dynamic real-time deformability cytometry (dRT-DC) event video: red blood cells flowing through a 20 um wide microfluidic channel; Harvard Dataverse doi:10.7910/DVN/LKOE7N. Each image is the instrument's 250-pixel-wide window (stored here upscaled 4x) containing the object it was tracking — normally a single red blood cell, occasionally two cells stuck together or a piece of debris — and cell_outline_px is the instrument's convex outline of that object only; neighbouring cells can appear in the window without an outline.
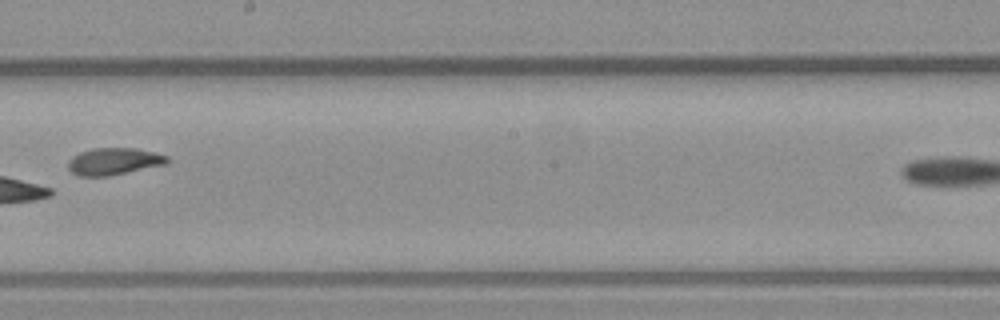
{"species": "common noctule bat (a hibernating species)", "species_latin": "Nyctalus noctula", "temperature_condition": "warm", "stored_images_in_passage": 8, "segment_of_instrument_passage": [1, 2], "camera_frame_rate_fps": 3000, "um_per_image_px": 0.085, "animal": {"sex": "male", "body_mass_g": 23.1, "forearm_length_mm": 52.7}, "frame": {"image": 1, "passage_image": 7, "time_ms": 2.0, "image_size_px": [1000, 320], "cell_outline_px": [[168, 164], [108, 176], [80, 176], [72, 172], [68, 168], [68, 160], [72, 156], [80, 152], [92, 148], [136, 148], [156, 152], [168, 156]], "centroid_in_image_um": [9.69, 13.71], "position_along_channel_um": 238.5, "area_um2": 15.72}}